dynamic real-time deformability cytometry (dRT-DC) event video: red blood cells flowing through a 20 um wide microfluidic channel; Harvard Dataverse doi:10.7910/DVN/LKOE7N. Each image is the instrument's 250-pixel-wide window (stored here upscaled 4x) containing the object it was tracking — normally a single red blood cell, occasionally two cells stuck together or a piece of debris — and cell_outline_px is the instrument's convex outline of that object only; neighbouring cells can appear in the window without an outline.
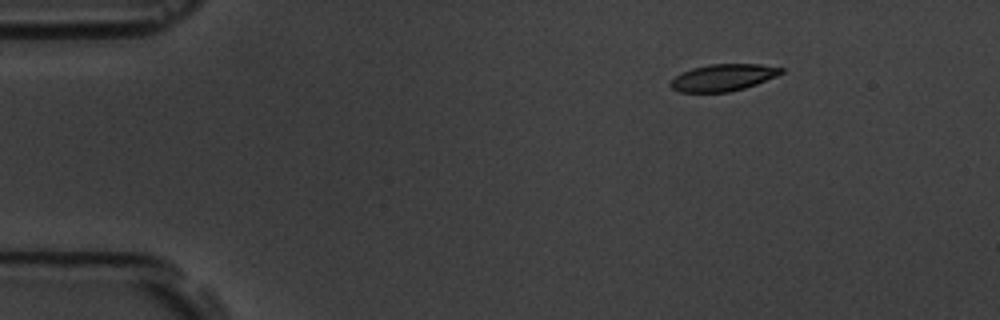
{"species": "common noctule bat (a hibernating species)", "species_latin": "Nyctalus noctula", "temperature_condition": "room temperature", "stored_images_in_passage": 3, "camera_frame_rate_fps": 3000, "um_per_image_px": 0.085, "animal": {"sex": "male", "body_mass_g": 19.5, "forearm_length_mm": 54.6}, "frame": {"image": 1, "passage_image": 1, "time_ms": 0.0, "image_size_px": [1000, 320], "cell_outline_px": [[784, 72], [776, 76], [756, 84], [744, 88], [728, 92], [680, 92], [672, 88], [668, 84], [680, 72], [692, 68], [708, 64], [760, 64], [784, 68]], "centroid_in_image_um": [61.45, 6.58], "position_along_channel_um": 23.6, "area_um2": 17.34}}